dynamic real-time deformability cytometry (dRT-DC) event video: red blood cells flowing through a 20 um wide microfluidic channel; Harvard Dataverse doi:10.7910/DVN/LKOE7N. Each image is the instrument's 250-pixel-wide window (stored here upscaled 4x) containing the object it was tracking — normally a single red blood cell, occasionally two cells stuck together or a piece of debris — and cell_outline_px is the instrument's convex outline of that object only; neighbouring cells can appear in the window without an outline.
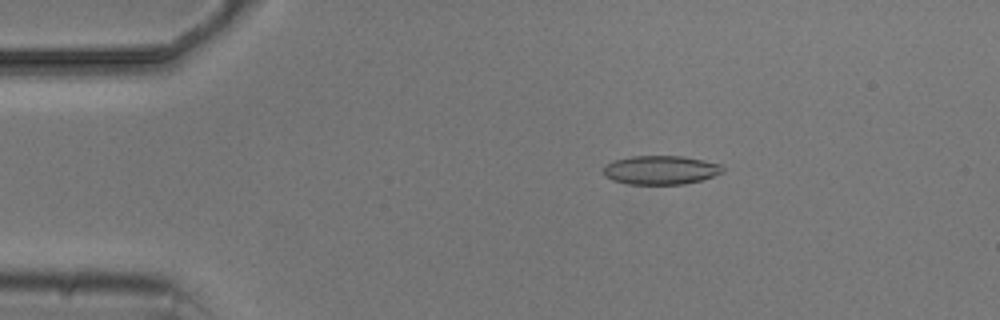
{"species": "common noctule bat (a hibernating species)", "species_latin": "Nyctalus noctula", "temperature_condition": "cold", "stored_images_in_passage": 8, "camera_frame_rate_fps": 3000, "um_per_image_px": 0.085, "animal": {"sex": "male", "body_mass_g": 20.5, "forearm_length_mm": 52.5}, "frame": {"image": 1, "passage_image": 1, "time_ms": 0.0, "image_size_px": [1000, 320], "cell_outline_px": [[724, 172], [700, 180], [684, 184], [628, 184], [612, 180], [604, 176], [604, 164], [612, 160], [632, 156], [684, 156], [724, 164]], "centroid_in_image_um": [56.16, 14.44], "position_along_channel_um": 28.8, "area_um2": 20.29}}
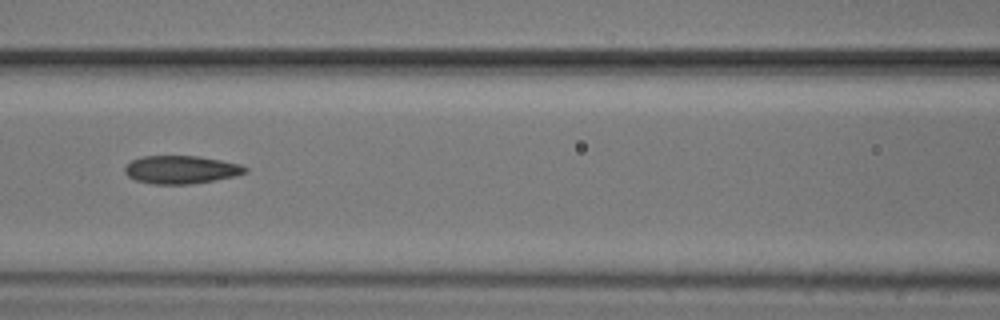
{"frame": {"image": 2, "passage_image": 5, "time_ms": 4.667, "image_size_px": [1000, 320], "cell_outline_px": [[248, 172], [236, 176], [216, 180], [192, 184], [152, 184], [136, 180], [128, 176], [124, 172], [124, 168], [132, 160], [144, 156], [196, 156], [220, 160], [240, 164], [248, 168]], "centroid_in_image_um": [15.41, 14.43], "position_along_channel_um": 151.2, "area_um2": 19.71}}
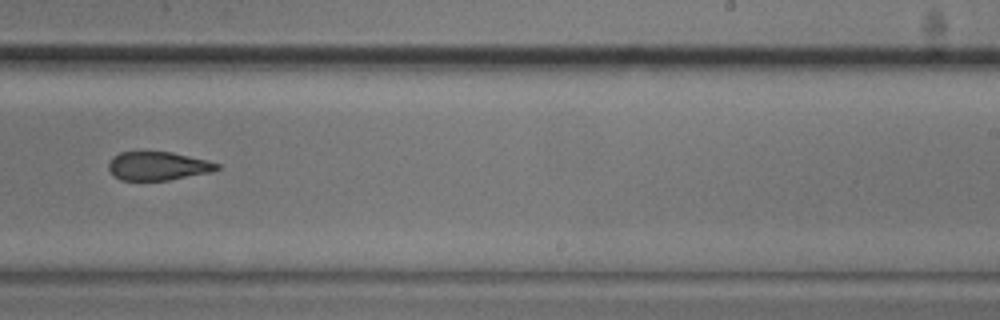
{"frame": {"image": 3, "passage_image": 8, "time_ms": 8.0, "image_size_px": [1000, 320], "cell_outline_px": [[220, 168], [212, 172], [168, 180], [120, 180], [112, 176], [108, 168], [108, 164], [112, 156], [120, 152], [172, 152], [208, 160], [220, 164]], "centroid_in_image_um": [13.41, 14.11], "position_along_channel_um": 275.6, "area_um2": 18.21}}